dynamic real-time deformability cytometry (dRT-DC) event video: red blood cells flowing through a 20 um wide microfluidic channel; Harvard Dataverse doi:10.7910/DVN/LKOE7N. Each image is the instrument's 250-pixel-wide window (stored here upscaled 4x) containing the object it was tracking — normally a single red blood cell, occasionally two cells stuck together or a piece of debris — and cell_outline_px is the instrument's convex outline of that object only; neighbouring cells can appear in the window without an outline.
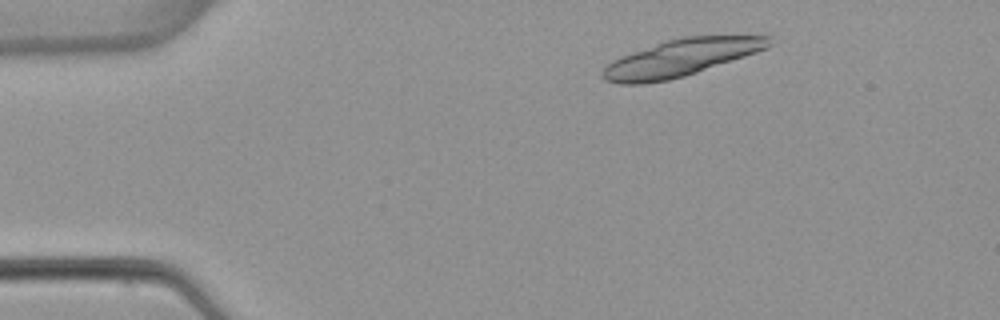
{"species": "common noctule bat (a hibernating species)", "species_latin": "Nyctalus noctula", "temperature_condition": "warm", "stored_images_in_passage": 6, "segment_of_instrument_passage": [2, 2], "camera_frame_rate_fps": 3000, "um_per_image_px": 0.085, "animal": {"sex": "female", "body_mass_g": 22.7, "forearm_length_mm": 54.2}, "frame": {"image": 1, "passage_image": 6, "time_ms": 6.333, "image_size_px": [1000, 320], "cell_outline_px": [[772, 44], [768, 48], [684, 76], [668, 80], [644, 84], [620, 84], [604, 80], [600, 76], [600, 72], [612, 60], [656, 44], [668, 40], [684, 36], [772, 36]], "centroid_in_image_um": [57.85, 4.92], "position_along_channel_um": 27.1, "area_um2": 35.32}}